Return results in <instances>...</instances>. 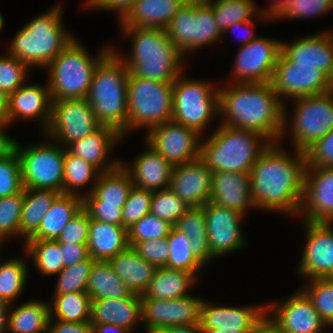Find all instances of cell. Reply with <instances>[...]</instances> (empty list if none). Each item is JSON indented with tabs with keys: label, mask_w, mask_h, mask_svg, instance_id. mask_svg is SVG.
<instances>
[{
	"label": "cell",
	"mask_w": 333,
	"mask_h": 333,
	"mask_svg": "<svg viewBox=\"0 0 333 333\" xmlns=\"http://www.w3.org/2000/svg\"><path fill=\"white\" fill-rule=\"evenodd\" d=\"M143 328L145 329V333H166V327L162 328V327L143 326Z\"/></svg>",
	"instance_id": "obj_71"
},
{
	"label": "cell",
	"mask_w": 333,
	"mask_h": 333,
	"mask_svg": "<svg viewBox=\"0 0 333 333\" xmlns=\"http://www.w3.org/2000/svg\"><path fill=\"white\" fill-rule=\"evenodd\" d=\"M91 324H114L131 330L142 325L141 296L91 301ZM141 324V325H140Z\"/></svg>",
	"instance_id": "obj_29"
},
{
	"label": "cell",
	"mask_w": 333,
	"mask_h": 333,
	"mask_svg": "<svg viewBox=\"0 0 333 333\" xmlns=\"http://www.w3.org/2000/svg\"><path fill=\"white\" fill-rule=\"evenodd\" d=\"M49 302L50 319L66 322H90L91 298L86 292L52 294Z\"/></svg>",
	"instance_id": "obj_42"
},
{
	"label": "cell",
	"mask_w": 333,
	"mask_h": 333,
	"mask_svg": "<svg viewBox=\"0 0 333 333\" xmlns=\"http://www.w3.org/2000/svg\"><path fill=\"white\" fill-rule=\"evenodd\" d=\"M300 289L313 303L327 326L333 329V277L305 280Z\"/></svg>",
	"instance_id": "obj_46"
},
{
	"label": "cell",
	"mask_w": 333,
	"mask_h": 333,
	"mask_svg": "<svg viewBox=\"0 0 333 333\" xmlns=\"http://www.w3.org/2000/svg\"><path fill=\"white\" fill-rule=\"evenodd\" d=\"M153 192L133 185L122 208V226L130 228L150 213Z\"/></svg>",
	"instance_id": "obj_53"
},
{
	"label": "cell",
	"mask_w": 333,
	"mask_h": 333,
	"mask_svg": "<svg viewBox=\"0 0 333 333\" xmlns=\"http://www.w3.org/2000/svg\"><path fill=\"white\" fill-rule=\"evenodd\" d=\"M292 103V114L284 104L279 142L289 135L287 137L291 138L292 148L305 152L333 129V89L322 94L294 98Z\"/></svg>",
	"instance_id": "obj_8"
},
{
	"label": "cell",
	"mask_w": 333,
	"mask_h": 333,
	"mask_svg": "<svg viewBox=\"0 0 333 333\" xmlns=\"http://www.w3.org/2000/svg\"><path fill=\"white\" fill-rule=\"evenodd\" d=\"M62 6L53 5L27 22L8 42L7 52L23 61L30 69H44L73 40L66 31Z\"/></svg>",
	"instance_id": "obj_4"
},
{
	"label": "cell",
	"mask_w": 333,
	"mask_h": 333,
	"mask_svg": "<svg viewBox=\"0 0 333 333\" xmlns=\"http://www.w3.org/2000/svg\"><path fill=\"white\" fill-rule=\"evenodd\" d=\"M274 3H270L267 8L262 9L255 4L257 15L261 17L264 23L267 22H277L281 21L288 13L289 10V0H276ZM277 20V21H276Z\"/></svg>",
	"instance_id": "obj_60"
},
{
	"label": "cell",
	"mask_w": 333,
	"mask_h": 333,
	"mask_svg": "<svg viewBox=\"0 0 333 333\" xmlns=\"http://www.w3.org/2000/svg\"><path fill=\"white\" fill-rule=\"evenodd\" d=\"M46 333H93V326L90 322L72 323L50 319Z\"/></svg>",
	"instance_id": "obj_61"
},
{
	"label": "cell",
	"mask_w": 333,
	"mask_h": 333,
	"mask_svg": "<svg viewBox=\"0 0 333 333\" xmlns=\"http://www.w3.org/2000/svg\"><path fill=\"white\" fill-rule=\"evenodd\" d=\"M169 39L181 54L214 45L224 37L207 0H187L166 28Z\"/></svg>",
	"instance_id": "obj_11"
},
{
	"label": "cell",
	"mask_w": 333,
	"mask_h": 333,
	"mask_svg": "<svg viewBox=\"0 0 333 333\" xmlns=\"http://www.w3.org/2000/svg\"><path fill=\"white\" fill-rule=\"evenodd\" d=\"M83 207V197L59 194L44 216L38 230L27 240H57L63 228Z\"/></svg>",
	"instance_id": "obj_35"
},
{
	"label": "cell",
	"mask_w": 333,
	"mask_h": 333,
	"mask_svg": "<svg viewBox=\"0 0 333 333\" xmlns=\"http://www.w3.org/2000/svg\"><path fill=\"white\" fill-rule=\"evenodd\" d=\"M4 21H5V20H4L2 14H1V12H0V33L2 32V30H3V28H4V25H5Z\"/></svg>",
	"instance_id": "obj_73"
},
{
	"label": "cell",
	"mask_w": 333,
	"mask_h": 333,
	"mask_svg": "<svg viewBox=\"0 0 333 333\" xmlns=\"http://www.w3.org/2000/svg\"><path fill=\"white\" fill-rule=\"evenodd\" d=\"M201 140L199 158L213 172L250 174L262 151L270 144L253 131L219 124Z\"/></svg>",
	"instance_id": "obj_6"
},
{
	"label": "cell",
	"mask_w": 333,
	"mask_h": 333,
	"mask_svg": "<svg viewBox=\"0 0 333 333\" xmlns=\"http://www.w3.org/2000/svg\"><path fill=\"white\" fill-rule=\"evenodd\" d=\"M186 2L187 0H137L118 25L166 29Z\"/></svg>",
	"instance_id": "obj_30"
},
{
	"label": "cell",
	"mask_w": 333,
	"mask_h": 333,
	"mask_svg": "<svg viewBox=\"0 0 333 333\" xmlns=\"http://www.w3.org/2000/svg\"><path fill=\"white\" fill-rule=\"evenodd\" d=\"M137 0H97L90 8L99 11H113L119 22Z\"/></svg>",
	"instance_id": "obj_62"
},
{
	"label": "cell",
	"mask_w": 333,
	"mask_h": 333,
	"mask_svg": "<svg viewBox=\"0 0 333 333\" xmlns=\"http://www.w3.org/2000/svg\"><path fill=\"white\" fill-rule=\"evenodd\" d=\"M86 293L91 300L127 298L133 293L113 271L108 261L95 260L88 277Z\"/></svg>",
	"instance_id": "obj_38"
},
{
	"label": "cell",
	"mask_w": 333,
	"mask_h": 333,
	"mask_svg": "<svg viewBox=\"0 0 333 333\" xmlns=\"http://www.w3.org/2000/svg\"><path fill=\"white\" fill-rule=\"evenodd\" d=\"M191 207L171 189L153 192L150 213L174 225Z\"/></svg>",
	"instance_id": "obj_51"
},
{
	"label": "cell",
	"mask_w": 333,
	"mask_h": 333,
	"mask_svg": "<svg viewBox=\"0 0 333 333\" xmlns=\"http://www.w3.org/2000/svg\"><path fill=\"white\" fill-rule=\"evenodd\" d=\"M289 10L283 20H304L329 15L333 11V0H289Z\"/></svg>",
	"instance_id": "obj_54"
},
{
	"label": "cell",
	"mask_w": 333,
	"mask_h": 333,
	"mask_svg": "<svg viewBox=\"0 0 333 333\" xmlns=\"http://www.w3.org/2000/svg\"><path fill=\"white\" fill-rule=\"evenodd\" d=\"M266 313V305H216L207 299L201 304V330L216 328L252 329Z\"/></svg>",
	"instance_id": "obj_28"
},
{
	"label": "cell",
	"mask_w": 333,
	"mask_h": 333,
	"mask_svg": "<svg viewBox=\"0 0 333 333\" xmlns=\"http://www.w3.org/2000/svg\"><path fill=\"white\" fill-rule=\"evenodd\" d=\"M108 262L115 274L124 281L132 293L140 296L147 289L157 269L153 264L140 257L131 246L109 259Z\"/></svg>",
	"instance_id": "obj_32"
},
{
	"label": "cell",
	"mask_w": 333,
	"mask_h": 333,
	"mask_svg": "<svg viewBox=\"0 0 333 333\" xmlns=\"http://www.w3.org/2000/svg\"><path fill=\"white\" fill-rule=\"evenodd\" d=\"M210 201L247 216L249 210H255L252 202L250 174L213 172Z\"/></svg>",
	"instance_id": "obj_27"
},
{
	"label": "cell",
	"mask_w": 333,
	"mask_h": 333,
	"mask_svg": "<svg viewBox=\"0 0 333 333\" xmlns=\"http://www.w3.org/2000/svg\"><path fill=\"white\" fill-rule=\"evenodd\" d=\"M63 174V194L84 197L92 192L100 172L81 157L72 155L65 149ZM85 186L90 187L84 193L79 192Z\"/></svg>",
	"instance_id": "obj_41"
},
{
	"label": "cell",
	"mask_w": 333,
	"mask_h": 333,
	"mask_svg": "<svg viewBox=\"0 0 333 333\" xmlns=\"http://www.w3.org/2000/svg\"><path fill=\"white\" fill-rule=\"evenodd\" d=\"M166 238L169 246V259L166 267L191 272L198 278L200 271L205 267L192 254L190 239L174 225Z\"/></svg>",
	"instance_id": "obj_44"
},
{
	"label": "cell",
	"mask_w": 333,
	"mask_h": 333,
	"mask_svg": "<svg viewBox=\"0 0 333 333\" xmlns=\"http://www.w3.org/2000/svg\"><path fill=\"white\" fill-rule=\"evenodd\" d=\"M13 307L10 305L7 333H46L50 320L49 301L32 299Z\"/></svg>",
	"instance_id": "obj_36"
},
{
	"label": "cell",
	"mask_w": 333,
	"mask_h": 333,
	"mask_svg": "<svg viewBox=\"0 0 333 333\" xmlns=\"http://www.w3.org/2000/svg\"><path fill=\"white\" fill-rule=\"evenodd\" d=\"M63 256L64 268L87 260L90 255L87 244L59 243Z\"/></svg>",
	"instance_id": "obj_59"
},
{
	"label": "cell",
	"mask_w": 333,
	"mask_h": 333,
	"mask_svg": "<svg viewBox=\"0 0 333 333\" xmlns=\"http://www.w3.org/2000/svg\"><path fill=\"white\" fill-rule=\"evenodd\" d=\"M124 39H131L128 55L112 50L133 76L173 83L186 70L185 58L169 39L166 29L150 27H119ZM185 65V66H184Z\"/></svg>",
	"instance_id": "obj_3"
},
{
	"label": "cell",
	"mask_w": 333,
	"mask_h": 333,
	"mask_svg": "<svg viewBox=\"0 0 333 333\" xmlns=\"http://www.w3.org/2000/svg\"><path fill=\"white\" fill-rule=\"evenodd\" d=\"M137 254L156 268L166 267L169 259V246L167 238L138 242L133 247Z\"/></svg>",
	"instance_id": "obj_56"
},
{
	"label": "cell",
	"mask_w": 333,
	"mask_h": 333,
	"mask_svg": "<svg viewBox=\"0 0 333 333\" xmlns=\"http://www.w3.org/2000/svg\"><path fill=\"white\" fill-rule=\"evenodd\" d=\"M129 70L111 50L96 66L86 99L102 126L128 135L127 82Z\"/></svg>",
	"instance_id": "obj_5"
},
{
	"label": "cell",
	"mask_w": 333,
	"mask_h": 333,
	"mask_svg": "<svg viewBox=\"0 0 333 333\" xmlns=\"http://www.w3.org/2000/svg\"><path fill=\"white\" fill-rule=\"evenodd\" d=\"M24 251L41 276H57L64 268L63 256L57 240H26Z\"/></svg>",
	"instance_id": "obj_43"
},
{
	"label": "cell",
	"mask_w": 333,
	"mask_h": 333,
	"mask_svg": "<svg viewBox=\"0 0 333 333\" xmlns=\"http://www.w3.org/2000/svg\"><path fill=\"white\" fill-rule=\"evenodd\" d=\"M94 259L90 256L87 260L63 268L57 275L53 294L72 292H86L88 277Z\"/></svg>",
	"instance_id": "obj_48"
},
{
	"label": "cell",
	"mask_w": 333,
	"mask_h": 333,
	"mask_svg": "<svg viewBox=\"0 0 333 333\" xmlns=\"http://www.w3.org/2000/svg\"><path fill=\"white\" fill-rule=\"evenodd\" d=\"M199 281L193 273L159 267L149 282L141 299H176L189 296L191 288Z\"/></svg>",
	"instance_id": "obj_33"
},
{
	"label": "cell",
	"mask_w": 333,
	"mask_h": 333,
	"mask_svg": "<svg viewBox=\"0 0 333 333\" xmlns=\"http://www.w3.org/2000/svg\"><path fill=\"white\" fill-rule=\"evenodd\" d=\"M201 136L196 130L168 121L145 133L143 141L176 166L199 158Z\"/></svg>",
	"instance_id": "obj_18"
},
{
	"label": "cell",
	"mask_w": 333,
	"mask_h": 333,
	"mask_svg": "<svg viewBox=\"0 0 333 333\" xmlns=\"http://www.w3.org/2000/svg\"><path fill=\"white\" fill-rule=\"evenodd\" d=\"M59 192L24 188L23 207L19 224V238L24 242L39 228Z\"/></svg>",
	"instance_id": "obj_37"
},
{
	"label": "cell",
	"mask_w": 333,
	"mask_h": 333,
	"mask_svg": "<svg viewBox=\"0 0 333 333\" xmlns=\"http://www.w3.org/2000/svg\"><path fill=\"white\" fill-rule=\"evenodd\" d=\"M97 0H85L84 4L82 6L85 5V7H87V9L90 7L96 2Z\"/></svg>",
	"instance_id": "obj_72"
},
{
	"label": "cell",
	"mask_w": 333,
	"mask_h": 333,
	"mask_svg": "<svg viewBox=\"0 0 333 333\" xmlns=\"http://www.w3.org/2000/svg\"><path fill=\"white\" fill-rule=\"evenodd\" d=\"M184 75L185 71L173 82L171 121L196 130L204 138L211 121L219 118V85Z\"/></svg>",
	"instance_id": "obj_9"
},
{
	"label": "cell",
	"mask_w": 333,
	"mask_h": 333,
	"mask_svg": "<svg viewBox=\"0 0 333 333\" xmlns=\"http://www.w3.org/2000/svg\"><path fill=\"white\" fill-rule=\"evenodd\" d=\"M93 333H131V330L114 324H92Z\"/></svg>",
	"instance_id": "obj_66"
},
{
	"label": "cell",
	"mask_w": 333,
	"mask_h": 333,
	"mask_svg": "<svg viewBox=\"0 0 333 333\" xmlns=\"http://www.w3.org/2000/svg\"><path fill=\"white\" fill-rule=\"evenodd\" d=\"M265 305L266 314L280 333H327L330 329L301 289L282 302L269 301Z\"/></svg>",
	"instance_id": "obj_16"
},
{
	"label": "cell",
	"mask_w": 333,
	"mask_h": 333,
	"mask_svg": "<svg viewBox=\"0 0 333 333\" xmlns=\"http://www.w3.org/2000/svg\"><path fill=\"white\" fill-rule=\"evenodd\" d=\"M45 142L23 146L13 141L20 164L24 188L53 190L63 193V162L65 149L45 137Z\"/></svg>",
	"instance_id": "obj_12"
},
{
	"label": "cell",
	"mask_w": 333,
	"mask_h": 333,
	"mask_svg": "<svg viewBox=\"0 0 333 333\" xmlns=\"http://www.w3.org/2000/svg\"><path fill=\"white\" fill-rule=\"evenodd\" d=\"M251 329L237 328H216L210 330H202V333H248Z\"/></svg>",
	"instance_id": "obj_70"
},
{
	"label": "cell",
	"mask_w": 333,
	"mask_h": 333,
	"mask_svg": "<svg viewBox=\"0 0 333 333\" xmlns=\"http://www.w3.org/2000/svg\"><path fill=\"white\" fill-rule=\"evenodd\" d=\"M24 190L21 193L0 198V245L11 237L19 238V224L23 207ZM7 239V240H6Z\"/></svg>",
	"instance_id": "obj_47"
},
{
	"label": "cell",
	"mask_w": 333,
	"mask_h": 333,
	"mask_svg": "<svg viewBox=\"0 0 333 333\" xmlns=\"http://www.w3.org/2000/svg\"><path fill=\"white\" fill-rule=\"evenodd\" d=\"M166 333H202L200 325H176L166 327Z\"/></svg>",
	"instance_id": "obj_67"
},
{
	"label": "cell",
	"mask_w": 333,
	"mask_h": 333,
	"mask_svg": "<svg viewBox=\"0 0 333 333\" xmlns=\"http://www.w3.org/2000/svg\"><path fill=\"white\" fill-rule=\"evenodd\" d=\"M8 96L0 90V122L7 123Z\"/></svg>",
	"instance_id": "obj_69"
},
{
	"label": "cell",
	"mask_w": 333,
	"mask_h": 333,
	"mask_svg": "<svg viewBox=\"0 0 333 333\" xmlns=\"http://www.w3.org/2000/svg\"><path fill=\"white\" fill-rule=\"evenodd\" d=\"M174 226L190 239L191 252L204 267L216 259L210 252L205 212L202 207H191Z\"/></svg>",
	"instance_id": "obj_39"
},
{
	"label": "cell",
	"mask_w": 333,
	"mask_h": 333,
	"mask_svg": "<svg viewBox=\"0 0 333 333\" xmlns=\"http://www.w3.org/2000/svg\"><path fill=\"white\" fill-rule=\"evenodd\" d=\"M2 249H0V300L10 305H17L14 302L18 301V298L25 291V286L29 278L30 268L27 263V253L25 257H11L1 259ZM22 257V258H21Z\"/></svg>",
	"instance_id": "obj_40"
},
{
	"label": "cell",
	"mask_w": 333,
	"mask_h": 333,
	"mask_svg": "<svg viewBox=\"0 0 333 333\" xmlns=\"http://www.w3.org/2000/svg\"><path fill=\"white\" fill-rule=\"evenodd\" d=\"M213 9L217 25L223 33L237 22L253 20L257 16L255 0H207Z\"/></svg>",
	"instance_id": "obj_45"
},
{
	"label": "cell",
	"mask_w": 333,
	"mask_h": 333,
	"mask_svg": "<svg viewBox=\"0 0 333 333\" xmlns=\"http://www.w3.org/2000/svg\"><path fill=\"white\" fill-rule=\"evenodd\" d=\"M122 140L123 136L116 129L101 126L85 138L69 144L66 150L87 161L100 173H105L113 171L121 165V159H112L110 153Z\"/></svg>",
	"instance_id": "obj_25"
},
{
	"label": "cell",
	"mask_w": 333,
	"mask_h": 333,
	"mask_svg": "<svg viewBox=\"0 0 333 333\" xmlns=\"http://www.w3.org/2000/svg\"><path fill=\"white\" fill-rule=\"evenodd\" d=\"M248 333H280V331L265 313Z\"/></svg>",
	"instance_id": "obj_64"
},
{
	"label": "cell",
	"mask_w": 333,
	"mask_h": 333,
	"mask_svg": "<svg viewBox=\"0 0 333 333\" xmlns=\"http://www.w3.org/2000/svg\"><path fill=\"white\" fill-rule=\"evenodd\" d=\"M129 246L127 229L89 216L87 247L94 260L108 261Z\"/></svg>",
	"instance_id": "obj_31"
},
{
	"label": "cell",
	"mask_w": 333,
	"mask_h": 333,
	"mask_svg": "<svg viewBox=\"0 0 333 333\" xmlns=\"http://www.w3.org/2000/svg\"><path fill=\"white\" fill-rule=\"evenodd\" d=\"M270 83L284 104L288 103L287 99L291 102L294 98L322 94L333 89V80L315 65L294 64L282 53Z\"/></svg>",
	"instance_id": "obj_14"
},
{
	"label": "cell",
	"mask_w": 333,
	"mask_h": 333,
	"mask_svg": "<svg viewBox=\"0 0 333 333\" xmlns=\"http://www.w3.org/2000/svg\"><path fill=\"white\" fill-rule=\"evenodd\" d=\"M212 172L200 159L173 167L169 189L189 207H203L211 198Z\"/></svg>",
	"instance_id": "obj_23"
},
{
	"label": "cell",
	"mask_w": 333,
	"mask_h": 333,
	"mask_svg": "<svg viewBox=\"0 0 333 333\" xmlns=\"http://www.w3.org/2000/svg\"><path fill=\"white\" fill-rule=\"evenodd\" d=\"M8 96L7 125L10 128L15 121H38L42 134L48 128L51 119L52 98L47 83H28Z\"/></svg>",
	"instance_id": "obj_22"
},
{
	"label": "cell",
	"mask_w": 333,
	"mask_h": 333,
	"mask_svg": "<svg viewBox=\"0 0 333 333\" xmlns=\"http://www.w3.org/2000/svg\"><path fill=\"white\" fill-rule=\"evenodd\" d=\"M23 190L20 160L12 147L0 156V198L21 193Z\"/></svg>",
	"instance_id": "obj_50"
},
{
	"label": "cell",
	"mask_w": 333,
	"mask_h": 333,
	"mask_svg": "<svg viewBox=\"0 0 333 333\" xmlns=\"http://www.w3.org/2000/svg\"><path fill=\"white\" fill-rule=\"evenodd\" d=\"M7 126V123L0 122V156L5 154L13 146L14 138L6 134Z\"/></svg>",
	"instance_id": "obj_65"
},
{
	"label": "cell",
	"mask_w": 333,
	"mask_h": 333,
	"mask_svg": "<svg viewBox=\"0 0 333 333\" xmlns=\"http://www.w3.org/2000/svg\"><path fill=\"white\" fill-rule=\"evenodd\" d=\"M196 295L176 299H141L142 326L200 325L201 304Z\"/></svg>",
	"instance_id": "obj_20"
},
{
	"label": "cell",
	"mask_w": 333,
	"mask_h": 333,
	"mask_svg": "<svg viewBox=\"0 0 333 333\" xmlns=\"http://www.w3.org/2000/svg\"><path fill=\"white\" fill-rule=\"evenodd\" d=\"M30 69L23 61L7 51L0 55V90L7 96L20 88L28 79Z\"/></svg>",
	"instance_id": "obj_49"
},
{
	"label": "cell",
	"mask_w": 333,
	"mask_h": 333,
	"mask_svg": "<svg viewBox=\"0 0 333 333\" xmlns=\"http://www.w3.org/2000/svg\"><path fill=\"white\" fill-rule=\"evenodd\" d=\"M132 186L130 174L120 165L99 174L92 192L83 197V204H111L123 208Z\"/></svg>",
	"instance_id": "obj_34"
},
{
	"label": "cell",
	"mask_w": 333,
	"mask_h": 333,
	"mask_svg": "<svg viewBox=\"0 0 333 333\" xmlns=\"http://www.w3.org/2000/svg\"><path fill=\"white\" fill-rule=\"evenodd\" d=\"M298 217L303 221L333 223V168L306 165Z\"/></svg>",
	"instance_id": "obj_21"
},
{
	"label": "cell",
	"mask_w": 333,
	"mask_h": 333,
	"mask_svg": "<svg viewBox=\"0 0 333 333\" xmlns=\"http://www.w3.org/2000/svg\"><path fill=\"white\" fill-rule=\"evenodd\" d=\"M281 41L258 35L239 47L230 71L231 83L270 82L281 53Z\"/></svg>",
	"instance_id": "obj_15"
},
{
	"label": "cell",
	"mask_w": 333,
	"mask_h": 333,
	"mask_svg": "<svg viewBox=\"0 0 333 333\" xmlns=\"http://www.w3.org/2000/svg\"><path fill=\"white\" fill-rule=\"evenodd\" d=\"M173 225L166 220L148 213L127 229L128 244L134 247L138 242L166 238Z\"/></svg>",
	"instance_id": "obj_52"
},
{
	"label": "cell",
	"mask_w": 333,
	"mask_h": 333,
	"mask_svg": "<svg viewBox=\"0 0 333 333\" xmlns=\"http://www.w3.org/2000/svg\"><path fill=\"white\" fill-rule=\"evenodd\" d=\"M281 41V53L294 64L315 65L333 80V38L327 30Z\"/></svg>",
	"instance_id": "obj_24"
},
{
	"label": "cell",
	"mask_w": 333,
	"mask_h": 333,
	"mask_svg": "<svg viewBox=\"0 0 333 333\" xmlns=\"http://www.w3.org/2000/svg\"><path fill=\"white\" fill-rule=\"evenodd\" d=\"M127 113L128 135L139 129L147 133L153 127L171 121L173 83L140 78L130 73L127 82Z\"/></svg>",
	"instance_id": "obj_10"
},
{
	"label": "cell",
	"mask_w": 333,
	"mask_h": 333,
	"mask_svg": "<svg viewBox=\"0 0 333 333\" xmlns=\"http://www.w3.org/2000/svg\"><path fill=\"white\" fill-rule=\"evenodd\" d=\"M210 252L215 258L241 251L246 238L241 224L246 218L235 210L209 201L203 207Z\"/></svg>",
	"instance_id": "obj_19"
},
{
	"label": "cell",
	"mask_w": 333,
	"mask_h": 333,
	"mask_svg": "<svg viewBox=\"0 0 333 333\" xmlns=\"http://www.w3.org/2000/svg\"><path fill=\"white\" fill-rule=\"evenodd\" d=\"M10 304L0 300V333H7Z\"/></svg>",
	"instance_id": "obj_68"
},
{
	"label": "cell",
	"mask_w": 333,
	"mask_h": 333,
	"mask_svg": "<svg viewBox=\"0 0 333 333\" xmlns=\"http://www.w3.org/2000/svg\"><path fill=\"white\" fill-rule=\"evenodd\" d=\"M89 233V213L82 207L63 228L58 243L87 244Z\"/></svg>",
	"instance_id": "obj_55"
},
{
	"label": "cell",
	"mask_w": 333,
	"mask_h": 333,
	"mask_svg": "<svg viewBox=\"0 0 333 333\" xmlns=\"http://www.w3.org/2000/svg\"><path fill=\"white\" fill-rule=\"evenodd\" d=\"M302 223L306 233L298 276L305 280L333 277V223Z\"/></svg>",
	"instance_id": "obj_17"
},
{
	"label": "cell",
	"mask_w": 333,
	"mask_h": 333,
	"mask_svg": "<svg viewBox=\"0 0 333 333\" xmlns=\"http://www.w3.org/2000/svg\"><path fill=\"white\" fill-rule=\"evenodd\" d=\"M145 149L131 163L121 160V166L130 174L133 185L158 191L169 188L173 165L144 141Z\"/></svg>",
	"instance_id": "obj_26"
},
{
	"label": "cell",
	"mask_w": 333,
	"mask_h": 333,
	"mask_svg": "<svg viewBox=\"0 0 333 333\" xmlns=\"http://www.w3.org/2000/svg\"><path fill=\"white\" fill-rule=\"evenodd\" d=\"M258 19V20H257ZM260 21L264 22L261 17L259 15H257L253 20H250V21H245V22H237V23H234L233 25L229 26L224 32H223V35L225 33H228L230 32V30L232 31H235L236 32V29L238 30H241V29H244V31H246V35L244 36L243 34V37H240V44H239V47L241 46H244L248 43H250L253 39H255L258 35H256V33L254 32L255 31V28H256V25L255 23L257 24V22L259 23ZM254 29V30H253ZM238 39V40H239Z\"/></svg>",
	"instance_id": "obj_63"
},
{
	"label": "cell",
	"mask_w": 333,
	"mask_h": 333,
	"mask_svg": "<svg viewBox=\"0 0 333 333\" xmlns=\"http://www.w3.org/2000/svg\"><path fill=\"white\" fill-rule=\"evenodd\" d=\"M111 50L112 44L107 43L93 56L74 37L43 69L48 73L46 82L52 100L86 98L96 66Z\"/></svg>",
	"instance_id": "obj_7"
},
{
	"label": "cell",
	"mask_w": 333,
	"mask_h": 333,
	"mask_svg": "<svg viewBox=\"0 0 333 333\" xmlns=\"http://www.w3.org/2000/svg\"><path fill=\"white\" fill-rule=\"evenodd\" d=\"M328 31L330 32V34L332 35L333 38V29L331 28V30L328 28Z\"/></svg>",
	"instance_id": "obj_74"
},
{
	"label": "cell",
	"mask_w": 333,
	"mask_h": 333,
	"mask_svg": "<svg viewBox=\"0 0 333 333\" xmlns=\"http://www.w3.org/2000/svg\"><path fill=\"white\" fill-rule=\"evenodd\" d=\"M101 126L86 98L52 100L51 119L43 134L66 148Z\"/></svg>",
	"instance_id": "obj_13"
},
{
	"label": "cell",
	"mask_w": 333,
	"mask_h": 333,
	"mask_svg": "<svg viewBox=\"0 0 333 333\" xmlns=\"http://www.w3.org/2000/svg\"><path fill=\"white\" fill-rule=\"evenodd\" d=\"M270 143L254 162L251 176L252 202L255 210L299 216L304 198L305 152H287ZM293 155V156H292Z\"/></svg>",
	"instance_id": "obj_1"
},
{
	"label": "cell",
	"mask_w": 333,
	"mask_h": 333,
	"mask_svg": "<svg viewBox=\"0 0 333 333\" xmlns=\"http://www.w3.org/2000/svg\"><path fill=\"white\" fill-rule=\"evenodd\" d=\"M90 218L116 226H122V208L111 204H83Z\"/></svg>",
	"instance_id": "obj_58"
},
{
	"label": "cell",
	"mask_w": 333,
	"mask_h": 333,
	"mask_svg": "<svg viewBox=\"0 0 333 333\" xmlns=\"http://www.w3.org/2000/svg\"><path fill=\"white\" fill-rule=\"evenodd\" d=\"M309 166L333 168V129L306 151Z\"/></svg>",
	"instance_id": "obj_57"
},
{
	"label": "cell",
	"mask_w": 333,
	"mask_h": 333,
	"mask_svg": "<svg viewBox=\"0 0 333 333\" xmlns=\"http://www.w3.org/2000/svg\"><path fill=\"white\" fill-rule=\"evenodd\" d=\"M228 83L219 85V123L259 133L269 143L279 142L284 103L271 83Z\"/></svg>",
	"instance_id": "obj_2"
}]
</instances>
